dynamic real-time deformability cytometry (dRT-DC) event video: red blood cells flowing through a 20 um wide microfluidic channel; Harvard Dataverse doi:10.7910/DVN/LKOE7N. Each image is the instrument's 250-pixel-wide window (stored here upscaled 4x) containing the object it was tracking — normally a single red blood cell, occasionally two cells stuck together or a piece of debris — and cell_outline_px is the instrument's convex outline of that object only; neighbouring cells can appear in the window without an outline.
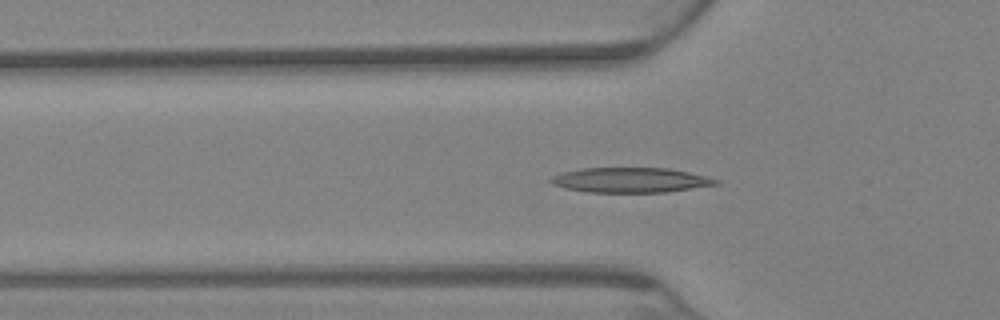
{"species": "Egyptian fruit bat (a non-hibernating species)", "species_latin": "Rousettus aegyptiacus", "temperature_condition": "warm", "stored_images_in_passage": 73, "camera_frame_rate_fps": 3000, "um_per_image_px": 0.085, "animal": {"sex": "female"}, "frame": {"image": 1, "passage_image": 24, "time_ms": 7.667, "image_size_px": [1000, 320], "cell_outline_px": [[720, 184], [664, 192], [588, 192], [564, 188], [552, 184], [548, 180], [552, 176], [564, 172], [580, 168], [668, 168], [688, 172], [720, 180]], "centroid_in_image_um": [53.56, 15.3], "position_along_channel_um": 72.2, "area_um2": 23.87}}
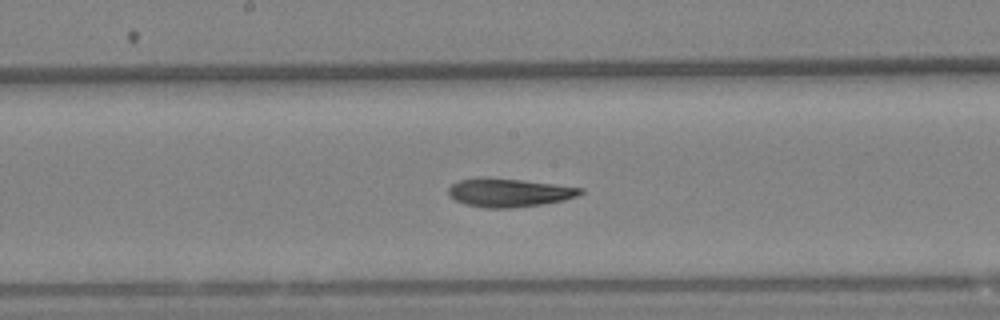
{"frame": {"image": 2, "passage_image": 38, "time_ms": 12.333, "image_size_px": [1000, 320], "cell_outline_px": [[584, 192], [576, 196], [564, 200], [516, 208], [484, 208], [468, 204], [456, 200], [448, 196], [448, 188], [456, 180], [520, 180], [556, 184], [584, 188]], "centroid_in_image_um": [43.32, 16.41], "position_along_channel_um": 204.9, "area_um2": 21.15}}
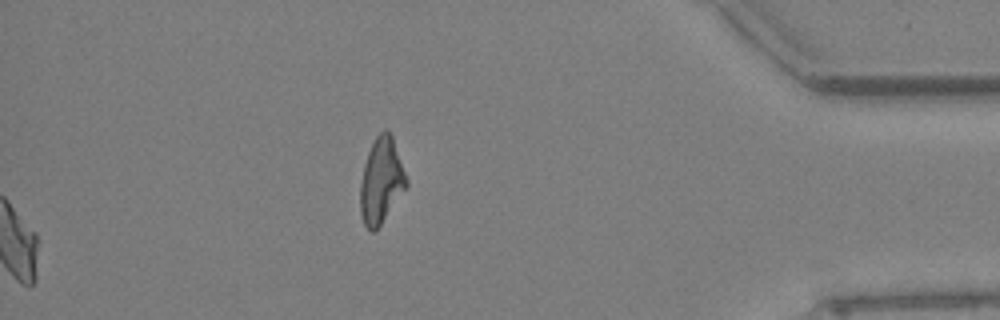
{"frame": {"image": 3, "passage_image": 73, "time_ms": 24.0, "image_size_px": [1000, 320], "cell_outline_px": [[408, 184], [380, 224], [372, 232], [364, 224], [360, 212], [360, 184], [364, 164], [368, 152], [376, 136], [384, 128], [388, 128], [392, 136], [408, 180]], "centroid_in_image_um": [32.39, 15.31], "position_along_channel_um": 402.8, "area_um2": 22.6}, "authors_computed_cell_mechanics": {"area_um2": 22.3686, "velocity_mm_per_s": 2.8491, "shape_relaxation_time_tau1_ms": null, "shape_relaxation_time_tau2_ms": 4.9605, "deformation_change_tau1": null, "deformation_change_tau2": 0.1239}}